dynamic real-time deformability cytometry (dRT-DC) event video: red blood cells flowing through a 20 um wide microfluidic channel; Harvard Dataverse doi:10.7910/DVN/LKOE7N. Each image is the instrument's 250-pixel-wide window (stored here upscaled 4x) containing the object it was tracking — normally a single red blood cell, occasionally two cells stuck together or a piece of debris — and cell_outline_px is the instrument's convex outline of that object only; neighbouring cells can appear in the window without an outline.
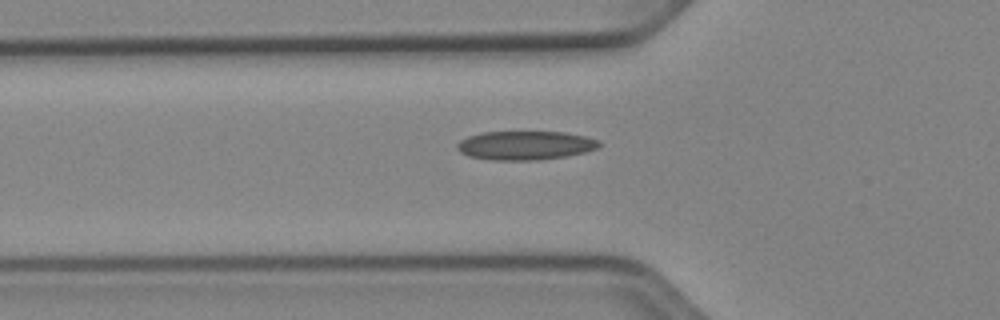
{"species": "Egyptian fruit bat (a non-hibernating species)", "species_latin": "Rousettus aegyptiacus", "temperature_condition": "cold", "stored_images_in_passage": 34, "camera_frame_rate_fps": 3000, "um_per_image_px": 0.085, "animal": {"sex": "female"}, "frame": {"image": 1, "passage_image": 2, "time_ms": 0.333, "image_size_px": [1000, 320], "cell_outline_px": [[600, 148], [568, 156], [536, 160], [492, 160], [468, 156], [460, 152], [456, 148], [456, 144], [460, 140], [468, 136], [484, 132], [564, 132], [584, 136], [600, 140]], "centroid_in_image_um": [44.65, 12.36], "position_along_channel_um": 81.2, "area_um2": 23.99}}
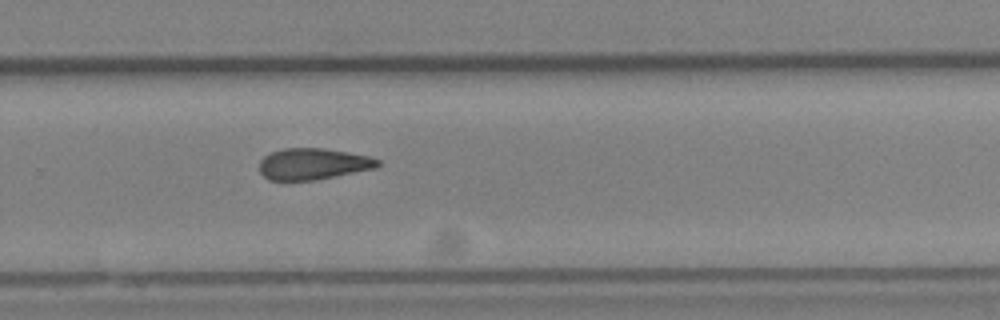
{"frame": {"image": 2, "passage_image": 19, "time_ms": 6.0, "image_size_px": [1000, 320], "cell_outline_px": [[380, 164], [376, 168], [312, 180], [268, 180], [260, 172], [260, 160], [264, 156], [272, 152], [284, 148], [324, 148], [348, 152], [368, 156], [380, 160]], "centroid_in_image_um": [26.6, 13.92], "position_along_channel_um": 303.2, "area_um2": 21.44}}
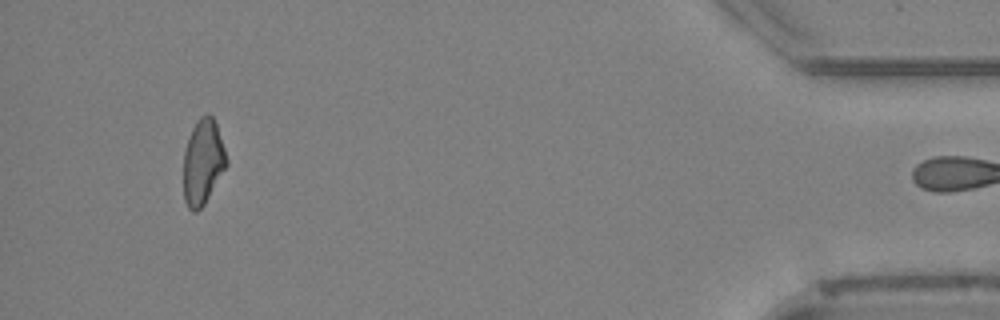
{"frame": {"image": 3, "passage_image": 33, "time_ms": 10.667, "image_size_px": [1000, 320], "cell_outline_px": [[228, 164], [204, 204], [196, 212], [192, 212], [188, 208], [184, 200], [184, 152], [192, 128], [196, 120], [200, 116], [208, 112], [212, 116], [216, 124], [228, 160]], "centroid_in_image_um": [17.24, 13.76], "position_along_channel_um": 418.0, "area_um2": 21.27}}